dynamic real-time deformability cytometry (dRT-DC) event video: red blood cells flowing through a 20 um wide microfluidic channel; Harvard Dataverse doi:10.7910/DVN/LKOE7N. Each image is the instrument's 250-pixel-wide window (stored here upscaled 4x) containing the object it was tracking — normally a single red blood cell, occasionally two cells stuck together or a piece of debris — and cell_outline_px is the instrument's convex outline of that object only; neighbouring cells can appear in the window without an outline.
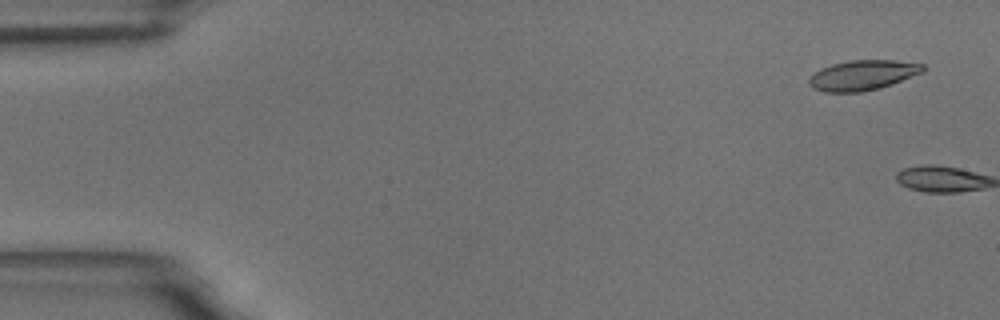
{"species": "common noctule bat (a hibernating species)", "species_latin": "Nyctalus noctula", "temperature_condition": "room temperature", "stored_images_in_passage": 4, "camera_frame_rate_fps": 3000, "um_per_image_px": 0.085, "animal": {"sex": "male", "body_mass_g": 18.8}, "frame": {"image": 1, "passage_image": 3, "time_ms": 0.667, "image_size_px": [1000, 320], "cell_outline_px": [[924, 72], [892, 84], [880, 88], [860, 92], [824, 92], [812, 88], [808, 84], [808, 76], [820, 68], [832, 64], [848, 60], [892, 60], [924, 64]], "centroid_in_image_um": [73.29, 6.39], "position_along_channel_um": 11.7, "area_um2": 20.17}}